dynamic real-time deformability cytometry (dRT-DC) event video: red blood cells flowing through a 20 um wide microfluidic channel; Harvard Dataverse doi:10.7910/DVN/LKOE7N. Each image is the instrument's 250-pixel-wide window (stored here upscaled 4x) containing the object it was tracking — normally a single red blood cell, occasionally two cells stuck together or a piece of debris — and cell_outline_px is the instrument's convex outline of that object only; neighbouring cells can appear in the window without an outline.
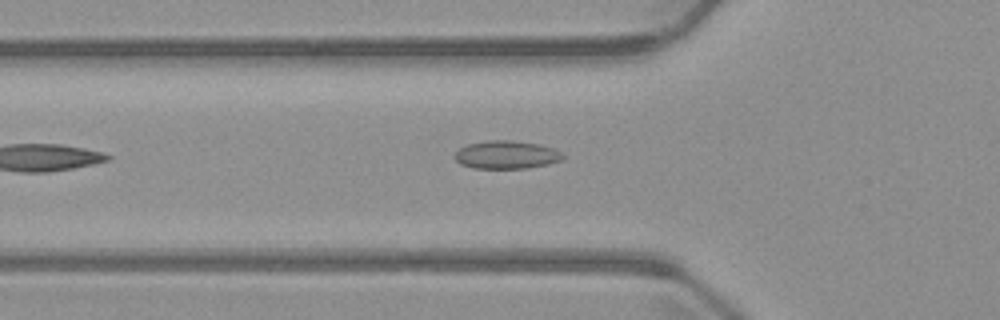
{"species": "common noctule bat (a hibernating species)", "species_latin": "Nyctalus noctula", "temperature_condition": "warm", "stored_images_in_passage": 2, "camera_frame_rate_fps": 3000, "um_per_image_px": 0.085, "animal": {"sex": "male", "body_mass_g": 23.1, "forearm_length_mm": 52.7}, "frame": {"image": 1, "passage_image": 2, "time_ms": 1.333, "image_size_px": [1000, 320], "cell_outline_px": [[564, 156], [560, 160], [548, 164], [528, 168], [472, 168], [460, 164], [452, 156], [460, 148], [468, 144], [488, 140], [512, 140], [540, 144], [552, 148], [560, 152]], "centroid_in_image_um": [43.01, 13.15], "position_along_channel_um": 82.8, "area_um2": 17.69}}